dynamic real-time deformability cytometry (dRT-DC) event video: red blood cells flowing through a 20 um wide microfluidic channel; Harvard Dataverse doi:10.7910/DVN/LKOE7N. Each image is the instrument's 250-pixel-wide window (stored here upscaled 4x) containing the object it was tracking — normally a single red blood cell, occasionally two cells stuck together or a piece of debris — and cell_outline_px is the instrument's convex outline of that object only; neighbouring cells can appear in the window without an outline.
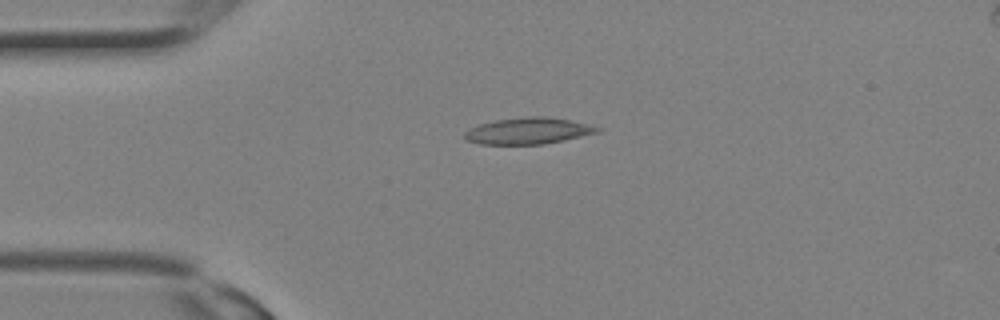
{"species": "Egyptian fruit bat (a non-hibernating species)", "species_latin": "Rousettus aegyptiacus", "temperature_condition": "room temperature", "stored_images_in_passage": 16, "camera_frame_rate_fps": 3000, "um_per_image_px": 0.085, "animal": {"sex": "female"}, "frame": {"image": 1, "passage_image": 1, "time_ms": 0.0, "image_size_px": [1000, 320], "cell_outline_px": [[604, 128], [600, 132], [564, 140], [544, 144], [480, 144], [464, 140], [464, 132], [480, 124], [496, 120], [532, 116], [548, 116], [572, 120]], "centroid_in_image_um": [44.95, 11.12], "position_along_channel_um": 40.1, "area_um2": 20.52}}
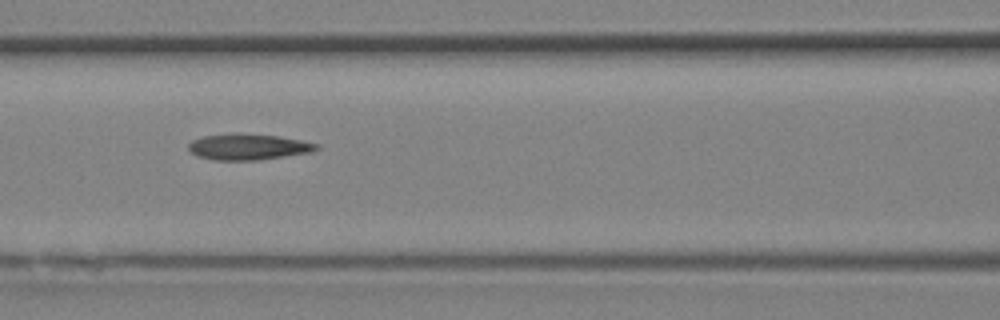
{"frame": {"image": 2, "passage_image": 7, "time_ms": 2.0, "image_size_px": [1000, 320], "cell_outline_px": [[320, 148], [312, 152], [256, 160], [212, 160], [196, 156], [188, 148], [188, 144], [192, 140], [204, 136], [232, 132], [236, 132], [276, 136], [300, 140], [320, 144]], "centroid_in_image_um": [21.08, 12.47], "position_along_channel_um": 145.5, "area_um2": 19.54}}
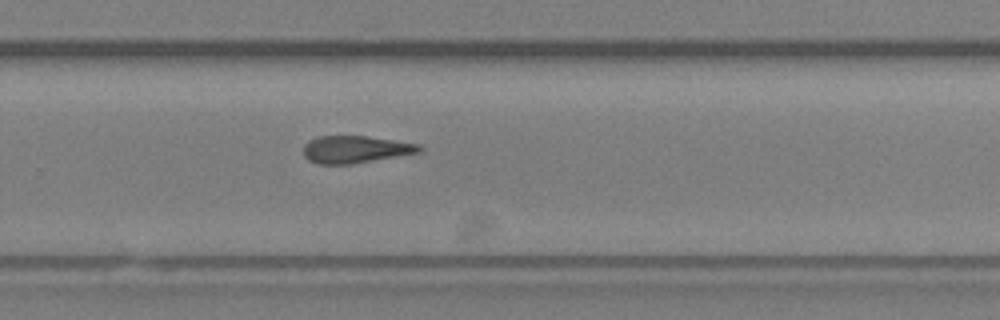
{"frame": {"image": 3, "passage_image": 14, "time_ms": 4.333, "image_size_px": [1000, 320], "cell_outline_px": [[424, 148], [420, 152], [348, 164], [316, 164], [308, 160], [304, 156], [304, 144], [308, 140], [320, 136], [368, 136], [420, 144]], "centroid_in_image_um": [30.18, 12.69], "position_along_channel_um": 299.6, "area_um2": 18.32}}